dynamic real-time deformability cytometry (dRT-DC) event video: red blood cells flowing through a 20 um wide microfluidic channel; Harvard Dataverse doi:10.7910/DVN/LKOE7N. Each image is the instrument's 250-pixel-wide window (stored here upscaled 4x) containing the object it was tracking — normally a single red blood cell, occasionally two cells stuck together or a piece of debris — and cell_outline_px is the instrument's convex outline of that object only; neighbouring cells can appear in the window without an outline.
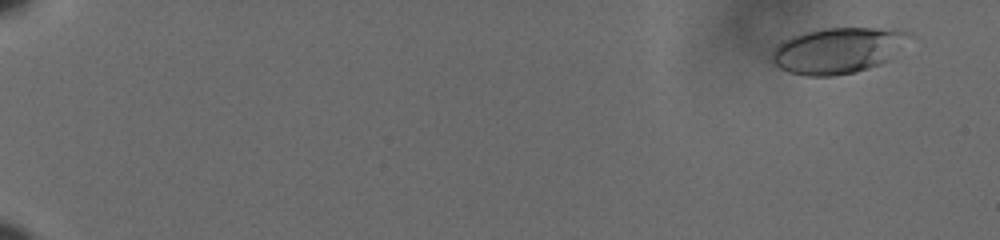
{"species": "human", "species_latin": "Homo sapiens", "temperature_condition": "cold", "stored_images_in_passage": 61, "camera_frame_rate_fps": 3000, "um_per_image_px": 0.085, "donor": {"sex": "male"}, "frame": {"image": 1, "passage_image": 5, "time_ms": 1.333, "image_size_px": [1000, 240], "cell_outline_px": [[912, 36], [888, 60], [880, 64], [856, 72], [832, 76], [808, 76], [788, 72], [780, 68], [772, 60], [772, 48], [776, 44], [792, 36], [804, 32], [824, 28], [896, 28], [908, 32]], "centroid_in_image_um": [71.2, 4.28], "position_along_channel_um": 13.8, "area_um2": 36.76}}
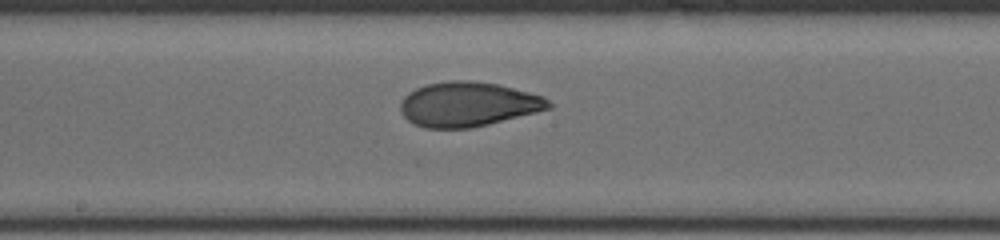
{"frame": {"image": 2, "passage_image": 37, "time_ms": 12.0, "image_size_px": [1000, 240], "cell_outline_px": [[552, 108], [472, 128], [424, 128], [412, 124], [400, 112], [400, 104], [404, 96], [408, 92], [416, 88], [428, 84], [448, 80], [468, 80], [496, 84], [544, 96], [552, 104]], "centroid_in_image_um": [39.75, 8.87], "position_along_channel_um": 208.4, "area_um2": 38.49}}
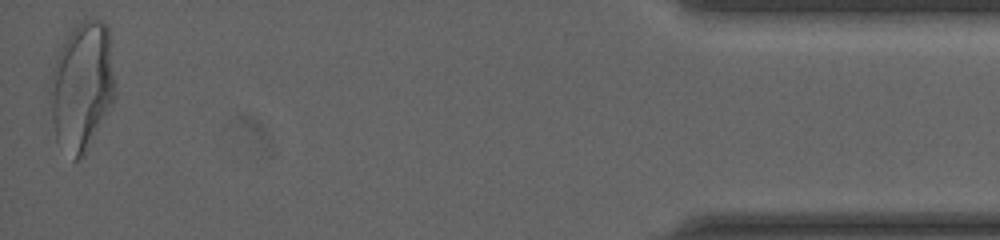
{"frame": {"image": 3, "passage_image": 61, "time_ms": 20.0, "image_size_px": [1000, 240], "cell_outline_px": [[116, 92], [84, 156], [76, 160], [72, 160], [56, 140], [48, 92], [56, 60], [60, 48], [72, 28], [84, 20], [100, 20], [108, 28]], "centroid_in_image_um": [6.95, 7.35], "position_along_channel_um": 428.3, "area_um2": 47.97}, "authors_computed_cell_mechanics": {"area_um2": 37.6278, "velocity_mm_per_s": 3.6262, "shape_relaxation_time_tau1_ms": 5.2557, "shape_relaxation_time_tau2_ms": 1.2877, "deformation_change_tau1": 0.1923, "deformation_change_tau2": 0.0636}}